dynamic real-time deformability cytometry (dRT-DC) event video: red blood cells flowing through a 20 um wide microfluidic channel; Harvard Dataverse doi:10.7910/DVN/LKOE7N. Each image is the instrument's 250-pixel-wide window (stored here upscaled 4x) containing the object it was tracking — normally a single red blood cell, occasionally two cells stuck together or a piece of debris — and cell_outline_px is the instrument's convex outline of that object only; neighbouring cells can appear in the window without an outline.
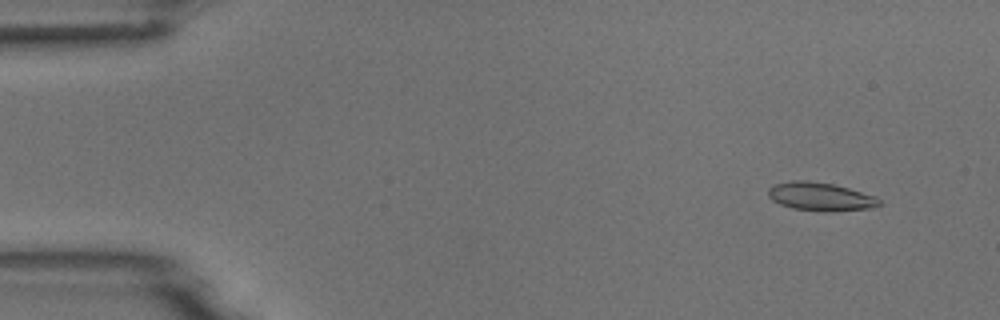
{"species": "common noctule bat (a hibernating species)", "species_latin": "Nyctalus noctula", "temperature_condition": "room temperature", "stored_images_in_passage": 5, "camera_frame_rate_fps": 3000, "um_per_image_px": 0.085, "animal": {"sex": "male", "body_mass_g": 18.8}, "frame": {"image": 1, "passage_image": 2, "time_ms": 1.0, "image_size_px": [1000, 320], "cell_outline_px": [[884, 204], [872, 208], [828, 212], [824, 212], [792, 208], [780, 204], [772, 200], [768, 196], [768, 188], [776, 184], [792, 180], [804, 180], [832, 184], [848, 188], [876, 196]], "centroid_in_image_um": [69.76, 16.72], "position_along_channel_um": 15.2, "area_um2": 18.44}}